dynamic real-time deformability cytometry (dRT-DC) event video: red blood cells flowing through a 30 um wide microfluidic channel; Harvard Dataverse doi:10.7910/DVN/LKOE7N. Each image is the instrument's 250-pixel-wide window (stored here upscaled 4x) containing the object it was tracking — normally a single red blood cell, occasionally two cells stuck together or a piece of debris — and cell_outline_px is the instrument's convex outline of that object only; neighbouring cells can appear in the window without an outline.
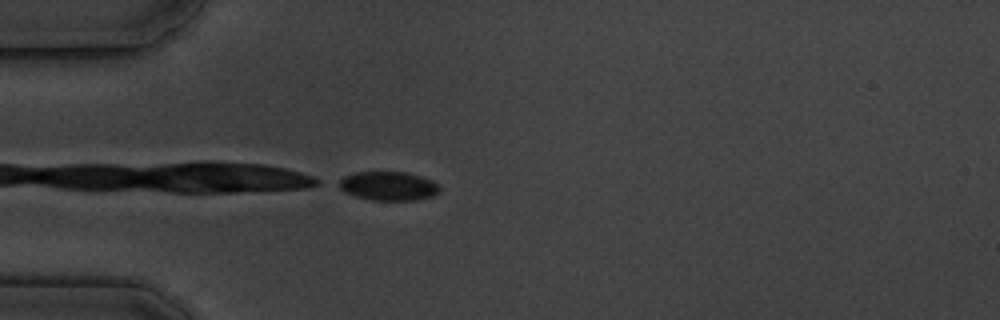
{"species": "common noctule bat (a hibernating species)", "species_latin": "Nyctalus noctula", "temperature_condition": "cold", "stored_images_in_passage": 5, "camera_frame_rate_fps": 3000, "um_per_image_px": 0.085, "animal": {"sex": "male", "body_mass_g": 19.5, "forearm_length_mm": 54.6}, "frame": {"image": 1, "passage_image": 5, "time_ms": 4.333, "image_size_px": [1000, 320], "cell_outline_px": [[440, 192], [432, 196], [416, 200], [372, 200], [356, 196], [344, 192], [332, 184], [336, 180], [344, 176], [356, 172], [408, 172], [432, 180], [440, 188]], "centroid_in_image_um": [32.93, 15.8], "position_along_channel_um": 52.1, "area_um2": 17.28}}